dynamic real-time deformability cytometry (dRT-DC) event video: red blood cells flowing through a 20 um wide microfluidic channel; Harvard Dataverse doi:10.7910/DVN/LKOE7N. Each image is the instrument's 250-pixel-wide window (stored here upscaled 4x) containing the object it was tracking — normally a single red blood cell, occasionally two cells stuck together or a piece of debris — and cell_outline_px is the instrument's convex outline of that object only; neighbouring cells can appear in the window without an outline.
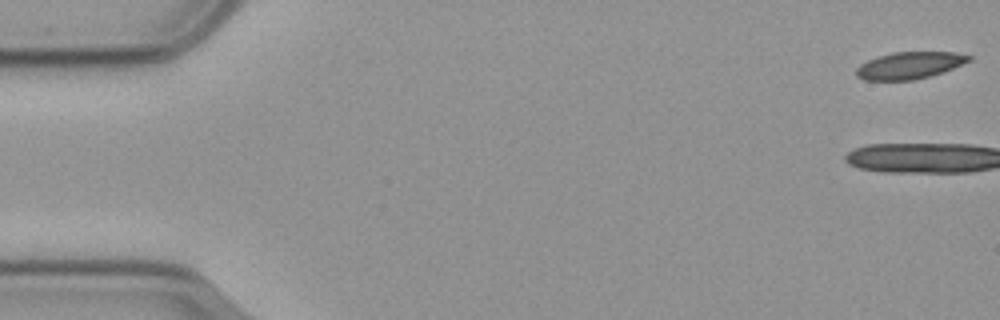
{"species": "common noctule bat (a hibernating species)", "species_latin": "Nyctalus noctula", "temperature_condition": "cold", "stored_images_in_passage": 15, "camera_frame_rate_fps": 3000, "um_per_image_px": 0.085, "animal": {"sex": "male", "body_mass_g": 23.1, "forearm_length_mm": 52.7}, "frame": {"image": 1, "passage_image": 1, "time_ms": 0.0, "image_size_px": [1000, 320], "cell_outline_px": [[972, 60], [952, 68], [928, 76], [912, 80], [864, 80], [856, 76], [856, 68], [860, 64], [868, 60], [892, 52], [956, 52], [972, 56]], "centroid_in_image_um": [77.29, 5.55], "position_along_channel_um": 7.7, "area_um2": 17.51}}